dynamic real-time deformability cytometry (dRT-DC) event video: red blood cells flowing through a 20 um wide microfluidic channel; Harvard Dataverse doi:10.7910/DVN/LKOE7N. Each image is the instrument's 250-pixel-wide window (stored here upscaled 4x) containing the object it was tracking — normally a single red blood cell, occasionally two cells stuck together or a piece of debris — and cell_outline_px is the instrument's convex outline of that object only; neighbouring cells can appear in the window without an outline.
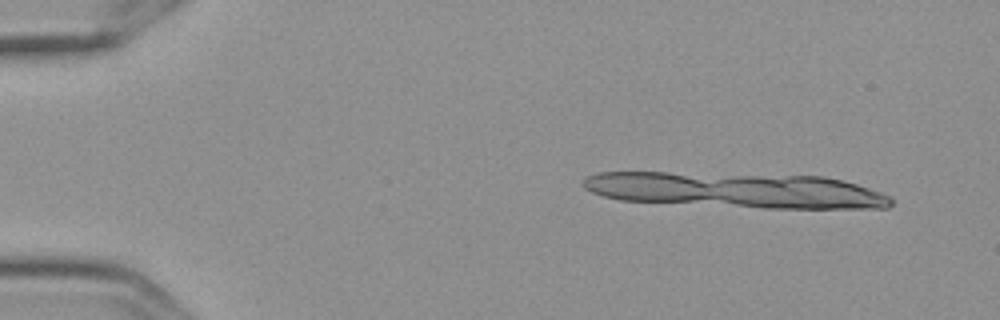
{"species": "Egyptian fruit bat (a non-hibernating species)", "species_latin": "Rousettus aegyptiacus", "temperature_condition": "cold", "stored_images_in_passage": 9, "camera_frame_rate_fps": 3000, "um_per_image_px": 0.085, "frame": {"image": 1, "passage_image": 1, "time_ms": 0.0, "image_size_px": [1000, 320], "cell_outline_px": [[872, 204], [824, 208], [808, 208], [748, 204], [732, 200], [732, 180], [836, 180], [852, 184], [868, 192]], "centroid_in_image_um": [67.94, 16.44], "position_along_channel_um": 17.1, "area_um2": 24.39}}